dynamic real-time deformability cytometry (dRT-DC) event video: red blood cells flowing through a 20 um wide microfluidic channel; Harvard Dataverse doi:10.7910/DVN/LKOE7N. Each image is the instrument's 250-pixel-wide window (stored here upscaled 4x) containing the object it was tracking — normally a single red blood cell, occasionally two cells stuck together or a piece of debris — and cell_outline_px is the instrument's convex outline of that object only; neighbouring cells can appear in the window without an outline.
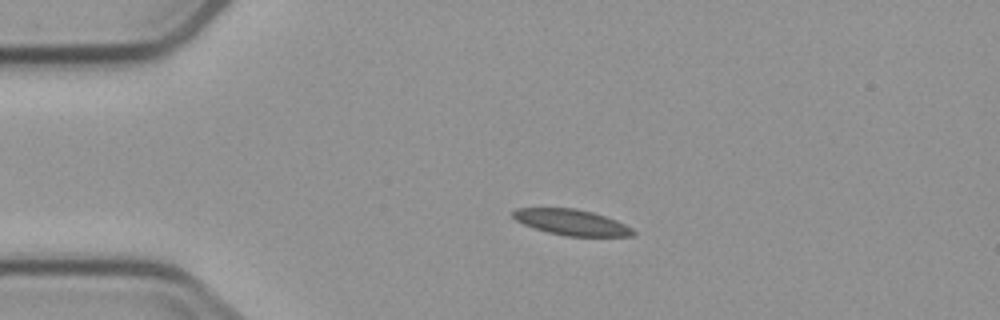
{"species": "common noctule bat (a hibernating species)", "species_latin": "Nyctalus noctula", "temperature_condition": "cold", "stored_images_in_passage": 3, "camera_frame_rate_fps": 3000, "um_per_image_px": 0.085, "animal": {"sex": "male", "body_mass_g": 23.1, "forearm_length_mm": 52.7}, "frame": {"image": 1, "passage_image": 2, "time_ms": 1.333, "image_size_px": [1000, 320], "cell_outline_px": [[636, 236], [564, 236], [548, 232], [524, 224], [516, 220], [512, 216], [512, 212], [516, 208], [576, 208], [592, 212], [616, 220], [632, 228], [636, 232]], "centroid_in_image_um": [48.6, 18.89], "position_along_channel_um": 36.4, "area_um2": 17.98}}